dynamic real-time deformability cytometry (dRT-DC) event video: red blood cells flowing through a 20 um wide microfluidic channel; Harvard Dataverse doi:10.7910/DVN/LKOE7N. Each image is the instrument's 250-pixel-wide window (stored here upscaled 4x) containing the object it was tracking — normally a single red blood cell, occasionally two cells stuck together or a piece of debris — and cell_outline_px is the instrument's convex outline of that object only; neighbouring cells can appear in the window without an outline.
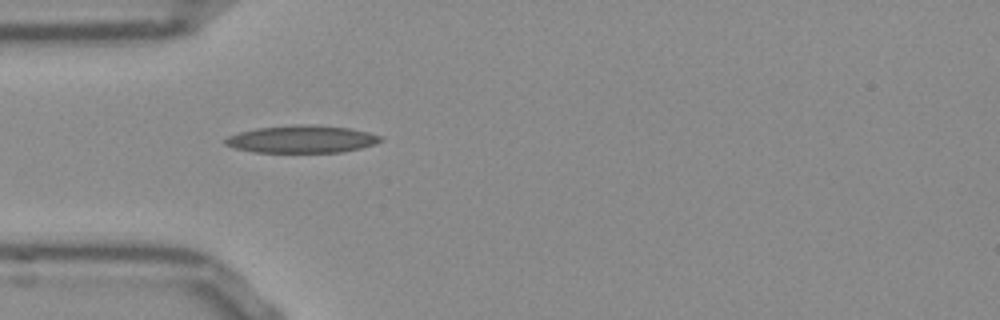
{"species": "Egyptian fruit bat (a non-hibernating species)", "species_latin": "Rousettus aegyptiacus", "temperature_condition": "room temperature", "stored_images_in_passage": 17, "camera_frame_rate_fps": 3000, "um_per_image_px": 0.085, "frame": {"image": 1, "passage_image": 1, "time_ms": 0.0, "image_size_px": [1000, 320], "cell_outline_px": [[384, 140], [376, 144], [360, 148], [340, 152], [252, 152], [232, 148], [224, 144], [224, 140], [228, 136], [240, 132], [256, 128], [296, 124], [312, 124], [348, 128], [368, 132], [380, 136]], "centroid_in_image_um": [25.63, 11.83], "position_along_channel_um": 59.4, "area_um2": 24.97}}
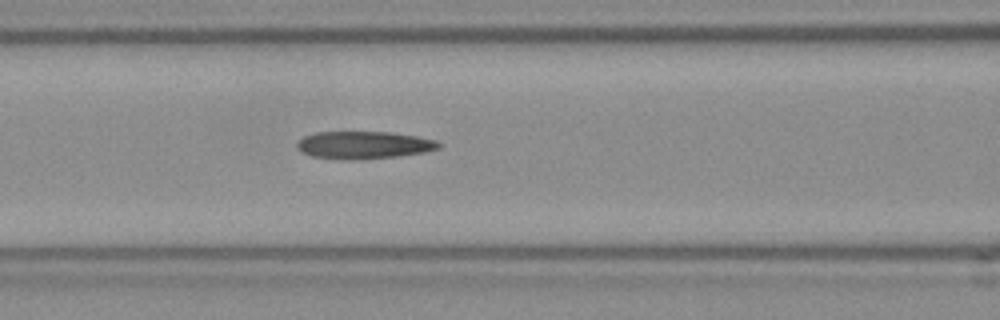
{"frame": {"image": 2, "passage_image": 7, "time_ms": 2.0, "image_size_px": [1000, 320], "cell_outline_px": [[440, 148], [424, 152], [396, 156], [360, 160], [340, 160], [312, 156], [296, 148], [296, 140], [304, 136], [316, 132], [392, 132], [416, 136], [436, 140], [440, 144]], "centroid_in_image_um": [30.88, 12.33], "position_along_channel_um": 135.7, "area_um2": 22.89}}
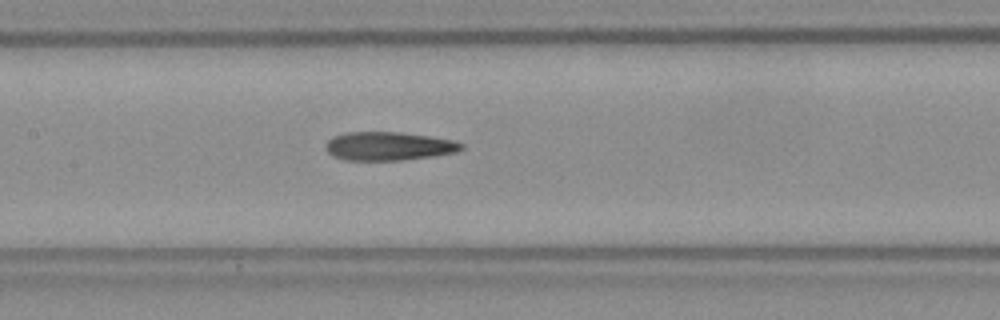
{"frame": {"image": 3, "passage_image": 10, "time_ms": 3.0, "image_size_px": [1000, 320], "cell_outline_px": [[464, 148], [456, 152], [432, 156], [400, 160], [344, 160], [328, 152], [324, 148], [324, 144], [332, 136], [344, 132], [400, 132], [428, 136], [452, 140], [464, 144]], "centroid_in_image_um": [33.0, 12.41], "position_along_channel_um": 174.4, "area_um2": 22.54}}